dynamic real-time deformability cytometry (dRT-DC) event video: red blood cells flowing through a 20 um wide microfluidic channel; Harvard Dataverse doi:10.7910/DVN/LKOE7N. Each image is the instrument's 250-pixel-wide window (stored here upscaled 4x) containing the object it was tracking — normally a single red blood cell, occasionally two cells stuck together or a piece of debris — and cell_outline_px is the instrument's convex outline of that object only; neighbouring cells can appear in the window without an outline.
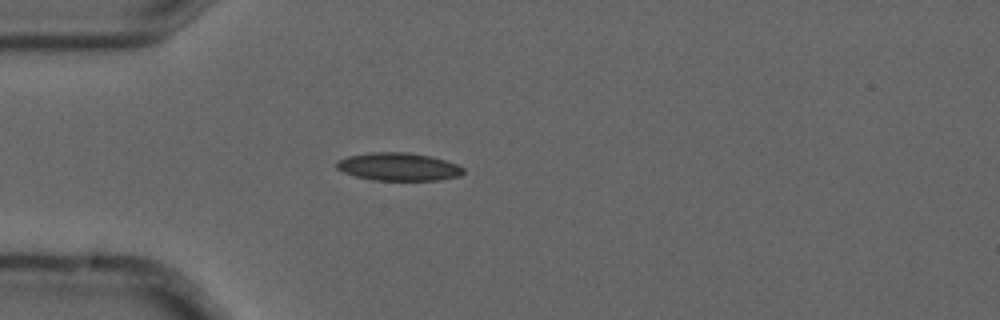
{"species": "common noctule bat (a hibernating species)", "species_latin": "Nyctalus noctula", "temperature_condition": "cold", "stored_images_in_passage": 7, "camera_frame_rate_fps": 3000, "um_per_image_px": 0.085, "animal": {"sex": "male", "forearm_length_mm": 52.5}, "frame": {"image": 1, "passage_image": 6, "time_ms": 1.667, "image_size_px": [1000, 320], "cell_outline_px": [[464, 172], [460, 176], [440, 180], [376, 180], [356, 176], [344, 172], [336, 168], [336, 164], [340, 160], [348, 156], [372, 152], [408, 152], [428, 156], [444, 160], [456, 164], [464, 168]], "centroid_in_image_um": [33.89, 14.17], "position_along_channel_um": 51.1, "area_um2": 20.4}}